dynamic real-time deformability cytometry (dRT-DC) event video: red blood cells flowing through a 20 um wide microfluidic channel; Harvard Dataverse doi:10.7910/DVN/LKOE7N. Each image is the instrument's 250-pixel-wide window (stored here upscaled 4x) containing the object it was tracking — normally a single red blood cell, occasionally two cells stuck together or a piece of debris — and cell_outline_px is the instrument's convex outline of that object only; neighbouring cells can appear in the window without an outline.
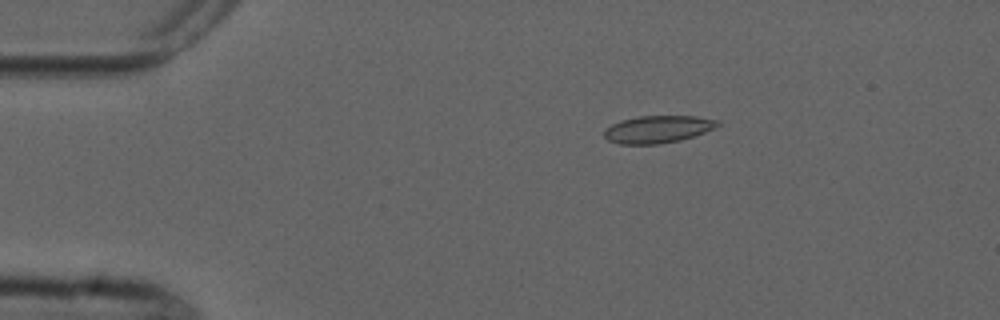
{"species": "common noctule bat (a hibernating species)", "species_latin": "Nyctalus noctula", "temperature_condition": "cold", "stored_images_in_passage": 5, "camera_frame_rate_fps": 3000, "um_per_image_px": 0.085, "animal": {"sex": "male", "forearm_length_mm": 52.5}, "frame": {"image": 1, "passage_image": 2, "time_ms": 1.333, "image_size_px": [1000, 320], "cell_outline_px": [[720, 124], [716, 128], [680, 140], [660, 144], [620, 144], [608, 140], [604, 136], [604, 128], [620, 120], [636, 116], [696, 116], [720, 120]], "centroid_in_image_um": [55.9, 10.98], "position_along_channel_um": 29.1, "area_um2": 18.21}}
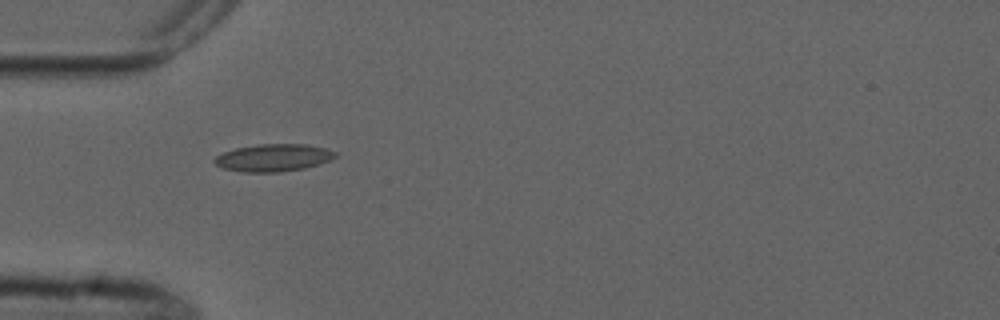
{"frame": {"image": 2, "passage_image": 4, "time_ms": 3.667, "image_size_px": [1000, 320], "cell_outline_px": [[336, 156], [320, 164], [304, 168], [280, 172], [240, 172], [224, 168], [216, 164], [212, 160], [216, 156], [224, 152], [236, 148], [260, 144], [304, 144], [328, 148], [336, 152]], "centroid_in_image_um": [23.24, 13.4], "position_along_channel_um": 61.8, "area_um2": 19.25}}
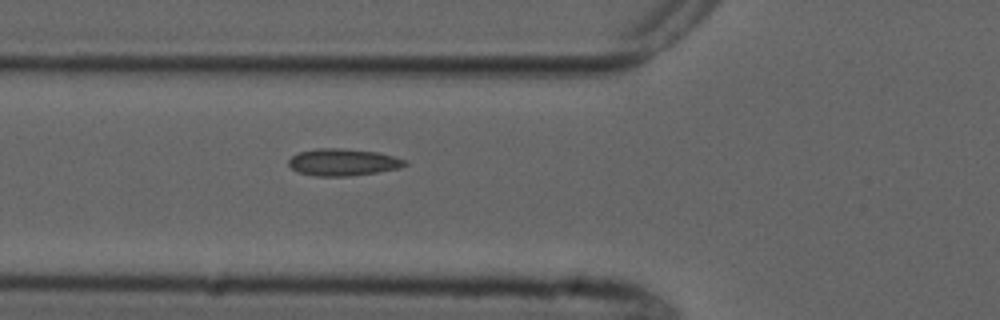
{"frame": {"image": 3, "passage_image": 5, "time_ms": 4.667, "image_size_px": [1000, 320], "cell_outline_px": [[408, 164], [400, 168], [376, 172], [348, 176], [316, 176], [296, 172], [288, 164], [288, 160], [292, 156], [300, 152], [316, 148], [340, 148], [376, 152], [408, 160]], "centroid_in_image_um": [29.14, 13.79], "position_along_channel_um": 96.7, "area_um2": 18.26}}